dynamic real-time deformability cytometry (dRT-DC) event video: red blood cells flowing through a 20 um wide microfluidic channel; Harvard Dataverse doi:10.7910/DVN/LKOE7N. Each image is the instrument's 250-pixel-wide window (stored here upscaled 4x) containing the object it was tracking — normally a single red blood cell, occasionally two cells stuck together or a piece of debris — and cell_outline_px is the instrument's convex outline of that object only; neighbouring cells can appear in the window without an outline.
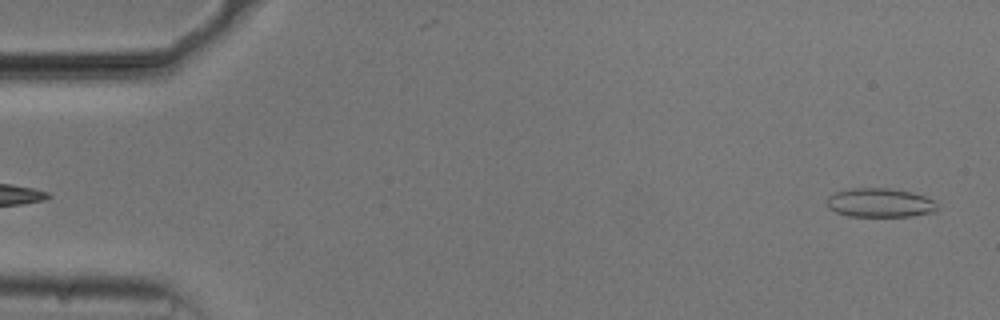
{"species": "common noctule bat (a hibernating species)", "species_latin": "Nyctalus noctula", "temperature_condition": "cold", "stored_images_in_passage": 50, "camera_frame_rate_fps": 3000, "um_per_image_px": 0.085, "animal": {"sex": "male", "body_mass_g": 20.5, "forearm_length_mm": 52.5}, "frame": {"image": 1, "passage_image": 2, "time_ms": 0.333, "image_size_px": [1000, 320], "cell_outline_px": [[936, 208], [932, 212], [912, 216], [848, 216], [836, 212], [828, 208], [828, 196], [836, 192], [852, 188], [888, 188], [912, 192], [924, 196], [932, 200], [936, 204]], "centroid_in_image_um": [74.77, 17.23], "position_along_channel_um": 10.2, "area_um2": 18.44}}
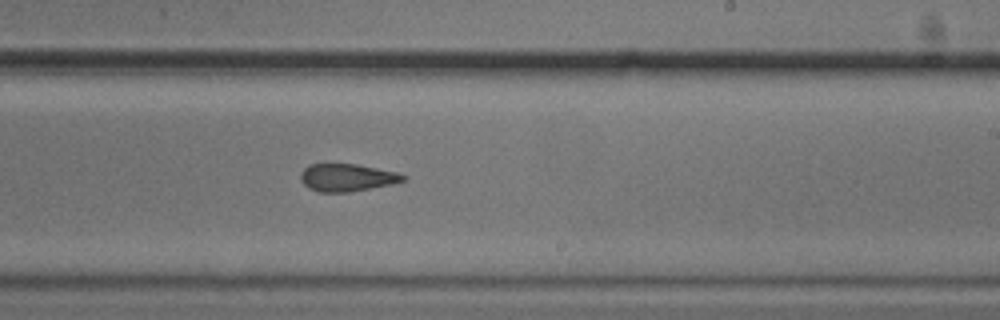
{"frame": {"image": 2, "passage_image": 32, "time_ms": 10.333, "image_size_px": [1000, 320], "cell_outline_px": [[408, 176], [404, 180], [392, 184], [348, 192], [320, 192], [308, 188], [300, 180], [300, 172], [308, 164], [356, 164], [400, 172]], "centroid_in_image_um": [29.5, 15.08], "position_along_channel_um": 259.5, "area_um2": 16.59}}
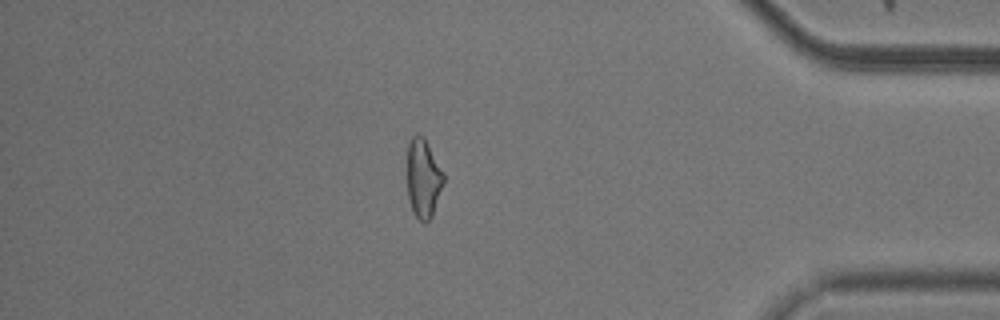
{"frame": {"image": 3, "passage_image": 46, "time_ms": 15.0, "image_size_px": [1000, 320], "cell_outline_px": [[444, 180], [432, 216], [424, 224], [416, 216], [412, 208], [408, 196], [408, 144], [412, 136], [424, 136], [444, 176]], "centroid_in_image_um": [35.97, 15.17], "position_along_channel_um": 399.2, "area_um2": 16.18}, "authors_computed_cell_mechanics": {"area_um2": 17.3111, "velocity_mm_per_s": 3.7413, "shape_relaxation_time_tau1_ms": 8.7788, "shape_relaxation_time_tau2_ms": 2.4074, "deformation_change_tau1": 0.1862, "deformation_change_tau2": 0.1046}}